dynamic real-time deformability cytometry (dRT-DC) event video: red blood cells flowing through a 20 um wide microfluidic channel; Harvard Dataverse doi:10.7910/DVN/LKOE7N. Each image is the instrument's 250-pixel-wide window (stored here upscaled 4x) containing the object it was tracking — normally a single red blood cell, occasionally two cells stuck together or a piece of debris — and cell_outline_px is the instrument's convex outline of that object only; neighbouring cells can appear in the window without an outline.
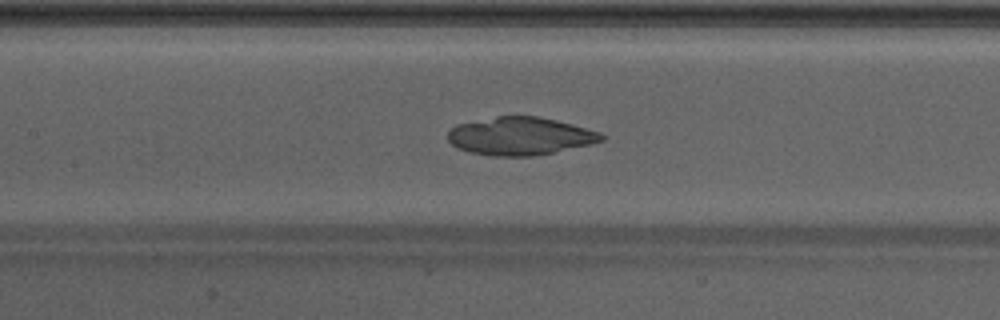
{"species": "Egyptian fruit bat (a non-hibernating species)", "species_latin": "Rousettus aegyptiacus", "temperature_condition": "warm", "stored_images_in_passage": 48, "camera_frame_rate_fps": 3000, "um_per_image_px": 0.085, "animal": {"sex": "male"}, "frame": {"image": 1, "passage_image": 23, "time_ms": 7.333, "image_size_px": [1000, 320], "cell_outline_px": [[604, 140], [592, 144], [532, 156], [488, 156], [472, 152], [460, 148], [452, 144], [448, 140], [448, 132], [456, 124], [496, 116], [536, 116], [556, 120], [572, 124], [600, 132], [604, 136]], "centroid_in_image_um": [44.21, 11.56], "position_along_channel_um": 163.2, "area_um2": 33.76}}
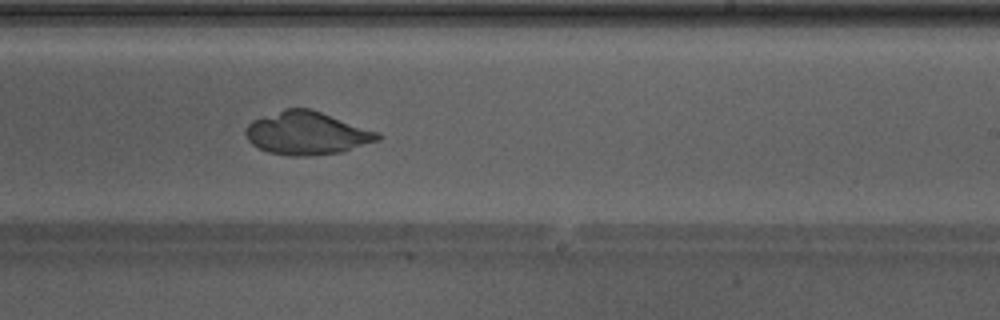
{"frame": {"image": 2, "passage_image": 30, "time_ms": 9.667, "image_size_px": [1000, 320], "cell_outline_px": [[380, 140], [340, 152], [308, 156], [292, 156], [268, 152], [252, 144], [248, 140], [244, 132], [244, 128], [252, 120], [284, 108], [312, 108], [380, 132]], "centroid_in_image_um": [26.08, 11.3], "position_along_channel_um": 262.9, "area_um2": 33.35}}
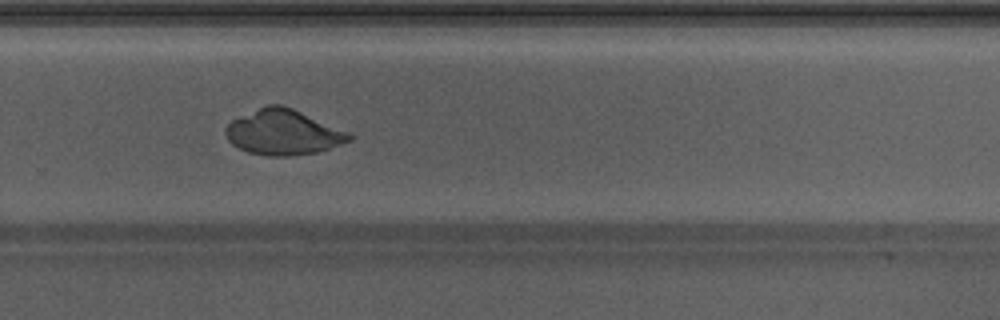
{"frame": {"image": 3, "passage_image": 33, "time_ms": 10.667, "image_size_px": [1000, 320], "cell_outline_px": [[356, 136], [352, 140], [316, 152], [288, 156], [268, 156], [248, 152], [232, 144], [228, 140], [224, 132], [224, 128], [232, 120], [268, 104], [280, 104], [292, 108], [348, 132]], "centroid_in_image_um": [24.06, 11.25], "position_along_channel_um": 305.7, "area_um2": 32.25}}